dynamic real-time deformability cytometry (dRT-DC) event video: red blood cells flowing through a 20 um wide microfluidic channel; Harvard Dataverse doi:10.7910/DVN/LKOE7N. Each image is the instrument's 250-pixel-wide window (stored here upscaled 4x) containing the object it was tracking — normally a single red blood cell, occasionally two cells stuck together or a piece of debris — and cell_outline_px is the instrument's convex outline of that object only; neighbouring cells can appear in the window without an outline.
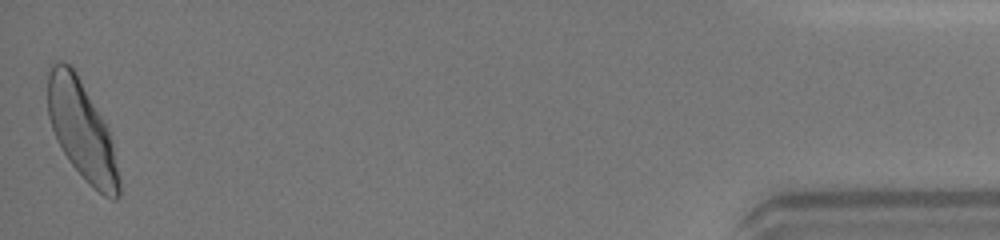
{"species": "human", "species_latin": "Homo sapiens", "temperature_condition": "warm", "stored_images_in_passage": 35, "camera_frame_rate_fps": 3000, "um_per_image_px": 0.085, "donor": {"sex": "female"}, "frame": {"image": 1, "passage_image": 35, "time_ms": 11.333, "image_size_px": [1000, 240], "cell_outline_px": [[120, 196], [116, 200], [112, 200], [104, 196], [92, 188], [68, 160], [52, 128], [48, 116], [48, 72], [52, 64], [56, 60], [60, 60], [68, 64], [76, 72], [100, 116], [108, 132], [112, 144], [120, 180]], "centroid_in_image_um": [6.94, 11.11], "position_along_channel_um": 428.3, "area_um2": 40.11}, "authors_computed_cell_mechanics": {"area_um2": 39.4774, "velocity_mm_per_s": 4.3875, "shape_relaxation_time_tau1_ms": 3.7757, "shape_relaxation_time_tau2_ms": 0.9226, "deformation_change_tau1": 0.1596, "deformation_change_tau2": 0.0708}}